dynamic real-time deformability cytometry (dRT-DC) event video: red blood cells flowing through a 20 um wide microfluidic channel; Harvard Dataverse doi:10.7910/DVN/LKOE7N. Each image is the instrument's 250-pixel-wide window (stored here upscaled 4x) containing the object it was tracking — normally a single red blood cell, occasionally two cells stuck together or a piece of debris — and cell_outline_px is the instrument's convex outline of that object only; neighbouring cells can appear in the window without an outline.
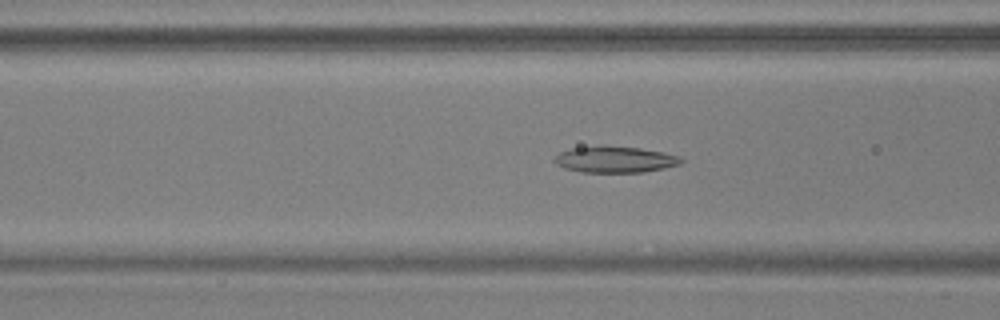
{"species": "common noctule bat (a hibernating species)", "species_latin": "Nyctalus noctula", "temperature_condition": "warm", "stored_images_in_passage": 54, "camera_frame_rate_fps": 3000, "um_per_image_px": 0.085, "animal": {"sex": "male", "body_mass_g": 17.9, "forearm_length_mm": 54.2}, "frame": {"image": 1, "passage_image": 21, "time_ms": 6.667, "image_size_px": [1000, 320], "cell_outline_px": [[684, 160], [680, 164], [664, 168], [644, 172], [580, 172], [564, 168], [556, 164], [552, 160], [560, 152], [572, 148], [600, 144], [604, 144], [640, 148], [664, 152], [680, 156]], "centroid_in_image_um": [52.26, 13.53], "position_along_channel_um": 114.3, "area_um2": 19.83}}
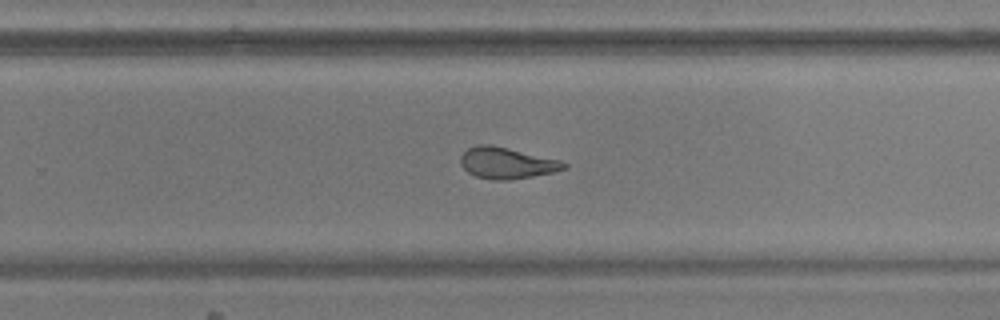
{"frame": {"image": 2, "passage_image": 35, "time_ms": 11.333, "image_size_px": [1000, 320], "cell_outline_px": [[568, 168], [552, 172], [532, 176], [508, 180], [492, 180], [476, 176], [468, 172], [460, 164], [460, 156], [468, 148], [476, 144], [492, 144], [560, 160], [568, 164]], "centroid_in_image_um": [43.06, 13.84], "position_along_channel_um": 286.7, "area_um2": 18.9}}
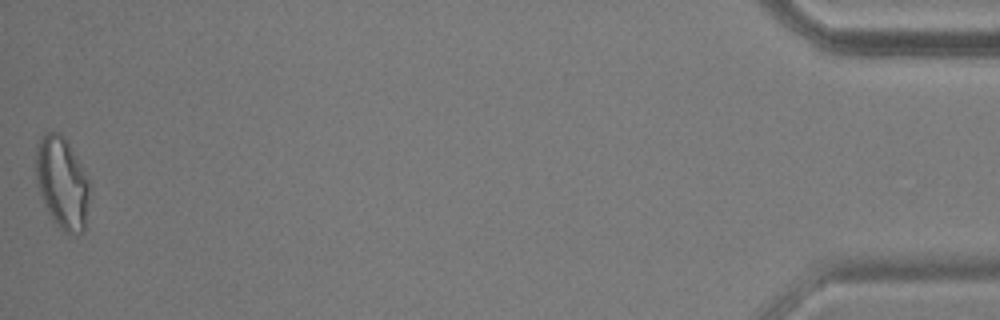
{"frame": {"image": 3, "passage_image": 54, "time_ms": 17.667, "image_size_px": [1000, 320], "cell_outline_px": [[88, 196], [84, 232], [76, 236], [72, 236], [64, 232], [52, 220], [44, 204], [36, 180], [36, 144], [40, 136], [44, 132], [60, 132], [64, 136], [80, 164], [88, 180]], "centroid_in_image_um": [5.25, 15.55], "position_along_channel_um": 430.0, "area_um2": 28.67}, "authors_computed_cell_mechanics": {"area_um2": 20.5479, "velocity_mm_per_s": 3.6963, "shape_relaxation_time_tau1_ms": null, "shape_relaxation_time_tau2_ms": 2.615, "deformation_change_tau1": null, "deformation_change_tau2": 0.1113}}